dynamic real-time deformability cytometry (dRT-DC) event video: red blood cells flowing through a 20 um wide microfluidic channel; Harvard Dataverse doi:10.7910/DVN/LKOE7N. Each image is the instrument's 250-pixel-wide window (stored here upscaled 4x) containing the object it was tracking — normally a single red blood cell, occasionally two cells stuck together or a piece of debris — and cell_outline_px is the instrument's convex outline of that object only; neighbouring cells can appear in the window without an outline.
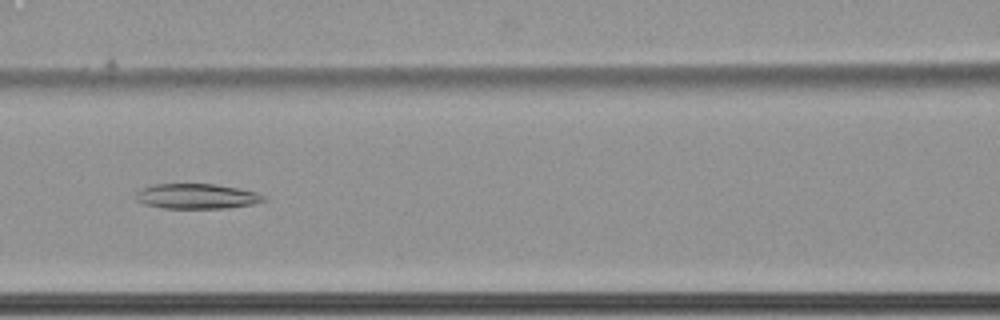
{"species": "common noctule bat (a hibernating species)", "species_latin": "Nyctalus noctula", "temperature_condition": "cold", "stored_images_in_passage": 54, "camera_frame_rate_fps": 3000, "um_per_image_px": 0.085, "animal": {"sex": "female", "body_mass_g": 22.7, "forearm_length_mm": 54.2}, "frame": {"image": 1, "passage_image": 22, "time_ms": 7.0, "image_size_px": [1000, 320], "cell_outline_px": [[268, 200], [252, 204], [224, 208], [164, 208], [144, 204], [136, 200], [132, 196], [140, 188], [152, 184], [216, 184], [260, 192], [268, 196]], "centroid_in_image_um": [16.73, 16.67], "position_along_channel_um": 149.9, "area_um2": 19.07}}
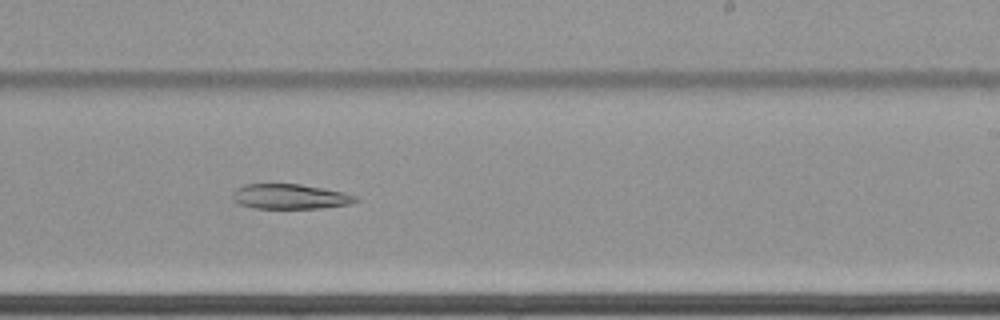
{"frame": {"image": 2, "passage_image": 32, "time_ms": 10.333, "image_size_px": [1000, 320], "cell_outline_px": [[360, 200], [352, 204], [320, 208], [256, 208], [240, 204], [232, 200], [232, 196], [236, 188], [244, 184], [300, 184], [324, 188], [356, 196]], "centroid_in_image_um": [24.65, 16.7], "position_along_channel_um": 264.3, "area_um2": 17.86}}
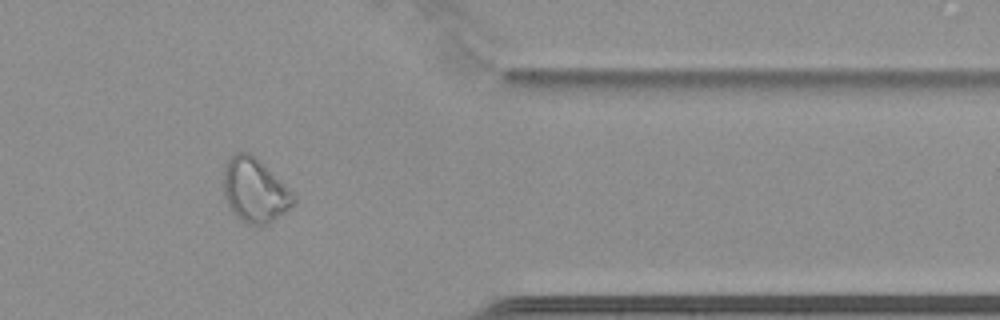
{"frame": {"image": 3, "passage_image": 44, "time_ms": 14.333, "image_size_px": [1000, 320], "cell_outline_px": [[296, 200], [284, 212], [264, 228], [260, 228], [248, 224], [240, 220], [232, 212], [224, 196], [224, 164], [236, 152], [248, 152], [256, 156], [296, 196]], "centroid_in_image_um": [21.64, 16.21], "position_along_channel_um": 389.8, "area_um2": 26.3}}